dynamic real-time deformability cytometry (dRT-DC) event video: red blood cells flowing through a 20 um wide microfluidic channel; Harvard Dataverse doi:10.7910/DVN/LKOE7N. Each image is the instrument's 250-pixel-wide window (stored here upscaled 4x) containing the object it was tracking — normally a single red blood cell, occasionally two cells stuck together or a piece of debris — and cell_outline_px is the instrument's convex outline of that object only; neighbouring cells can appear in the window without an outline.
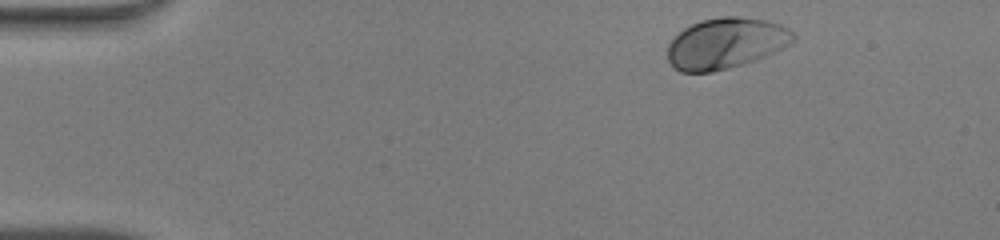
{"species": "human", "species_latin": "Homo sapiens", "temperature_condition": "warm", "stored_images_in_passage": 43, "camera_frame_rate_fps": 3000, "um_per_image_px": 0.085, "donor": {"sex": "male"}, "frame": {"image": 1, "passage_image": 1, "time_ms": 0.0, "image_size_px": [1000, 240], "cell_outline_px": [[796, 40], [792, 44], [756, 60], [744, 64], [712, 72], [680, 72], [668, 60], [668, 44], [684, 28], [700, 20], [720, 16], [740, 16], [768, 20], [780, 24], [796, 32]], "centroid_in_image_um": [61.76, 3.66], "position_along_channel_um": 23.2, "area_um2": 37.57}}
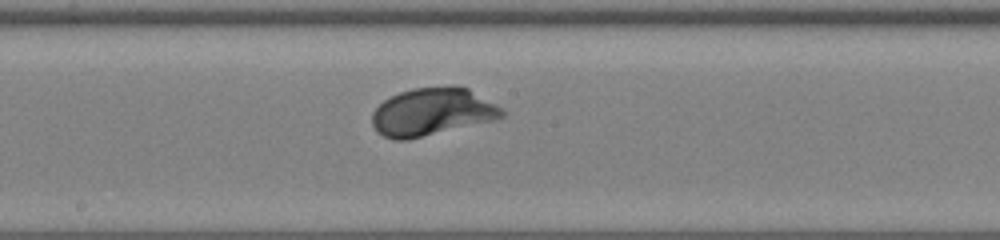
{"frame": {"image": 2, "passage_image": 21, "time_ms": 6.667, "image_size_px": [1000, 240], "cell_outline_px": [[504, 116], [496, 120], [408, 140], [392, 140], [376, 132], [372, 124], [372, 112], [384, 100], [400, 92], [412, 88], [468, 88], [504, 108]], "centroid_in_image_um": [36.74, 9.55], "position_along_channel_um": 211.5, "area_um2": 35.89}}
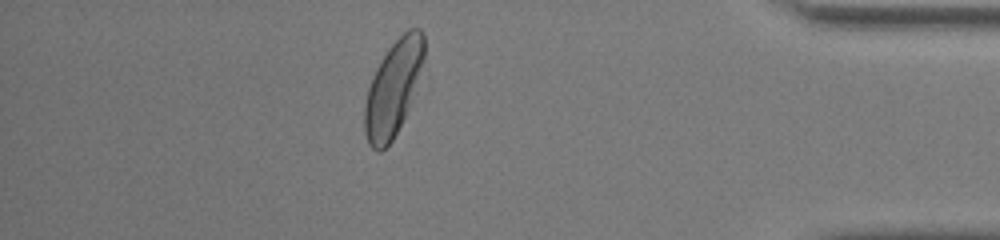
{"frame": {"image": 3, "passage_image": 37, "time_ms": 12.0, "image_size_px": [1000, 240], "cell_outline_px": [[428, 84], [392, 140], [380, 152], [376, 152], [368, 144], [364, 132], [364, 104], [368, 88], [372, 76], [380, 60], [388, 48], [408, 28], [420, 28], [424, 36], [428, 76]], "centroid_in_image_um": [33.59, 7.49], "position_along_channel_um": 401.6, "area_um2": 36.07}, "authors_computed_cell_mechanics": {"area_um2": 35.8938, "velocity_mm_per_s": 4.2411, "shape_relaxation_time_tau1_ms": 1.488, "shape_relaxation_time_tau2_ms": null, "deformation_change_tau1": 0.1157, "deformation_change_tau2": null}}